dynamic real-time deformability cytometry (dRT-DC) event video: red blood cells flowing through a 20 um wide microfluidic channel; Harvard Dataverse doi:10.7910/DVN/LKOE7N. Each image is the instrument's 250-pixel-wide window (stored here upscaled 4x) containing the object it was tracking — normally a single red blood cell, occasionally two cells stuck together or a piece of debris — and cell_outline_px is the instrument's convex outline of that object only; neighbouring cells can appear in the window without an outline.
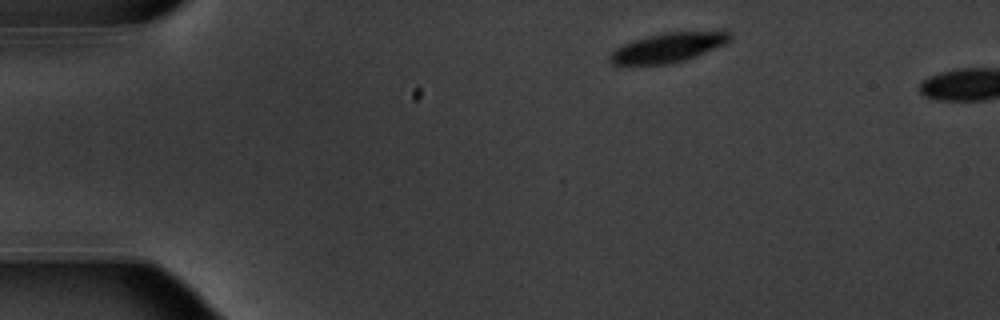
{"species": "common noctule bat (a hibernating species)", "species_latin": "Nyctalus noctula", "temperature_condition": "warm", "stored_images_in_passage": 4, "camera_frame_rate_fps": 3000, "um_per_image_px": 0.085, "animal": {"sex": "male", "body_mass_g": 20.1, "forearm_length_mm": 53.5}, "frame": {"image": 1, "passage_image": 1, "time_ms": 0.0, "image_size_px": [1000, 320], "cell_outline_px": [[732, 36], [724, 44], [696, 56], [684, 60], [668, 64], [612, 64], [608, 60], [608, 56], [616, 48], [624, 44], [660, 32], [720, 28], [728, 28], [732, 32]], "centroid_in_image_um": [56.93, 3.97], "position_along_channel_um": 28.1, "area_um2": 21.27}}